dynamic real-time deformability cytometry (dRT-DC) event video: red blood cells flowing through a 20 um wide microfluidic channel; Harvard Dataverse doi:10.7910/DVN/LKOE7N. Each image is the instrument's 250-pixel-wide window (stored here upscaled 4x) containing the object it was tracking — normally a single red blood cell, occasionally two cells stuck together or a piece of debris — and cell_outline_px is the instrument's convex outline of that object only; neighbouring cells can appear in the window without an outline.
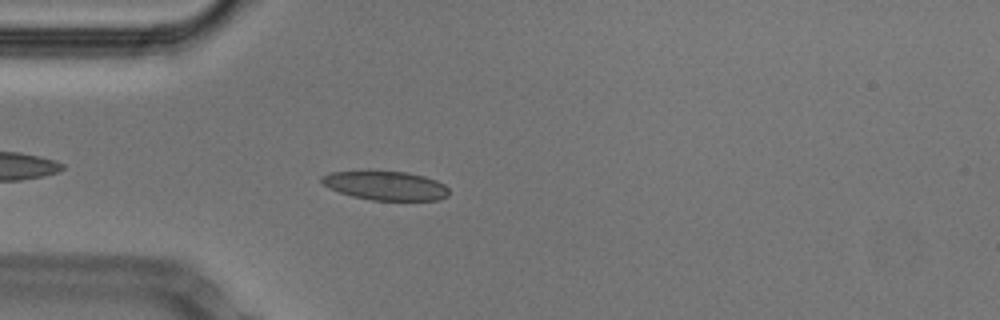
{"species": "Egyptian fruit bat (a non-hibernating species)", "species_latin": "Rousettus aegyptiacus", "temperature_condition": "cold", "stored_images_in_passage": 43, "camera_frame_rate_fps": 3000, "um_per_image_px": 0.085, "animal": {"sex": "male"}, "frame": {"image": 1, "passage_image": 5, "time_ms": 1.333, "image_size_px": [1000, 320], "cell_outline_px": [[448, 196], [440, 200], [372, 200], [352, 196], [340, 192], [324, 184], [320, 180], [320, 176], [328, 172], [408, 172], [424, 176], [436, 180], [444, 184], [448, 188]], "centroid_in_image_um": [32.81, 15.79], "position_along_channel_um": 52.2, "area_um2": 21.21}}
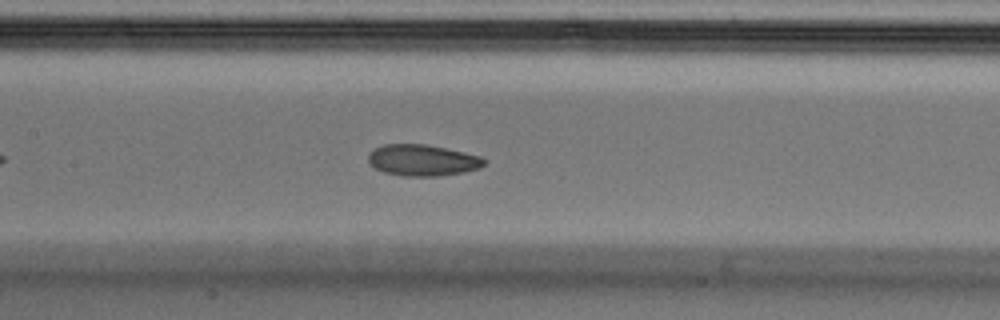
{"frame": {"image": 2, "passage_image": 15, "time_ms": 4.667, "image_size_px": [1000, 320], "cell_outline_px": [[488, 160], [480, 168], [464, 172], [440, 176], [400, 176], [384, 172], [376, 168], [368, 160], [368, 156], [376, 148], [384, 144], [424, 144], [464, 152], [480, 156]], "centroid_in_image_um": [35.95, 13.63], "position_along_channel_um": 171.4, "area_um2": 21.04}}
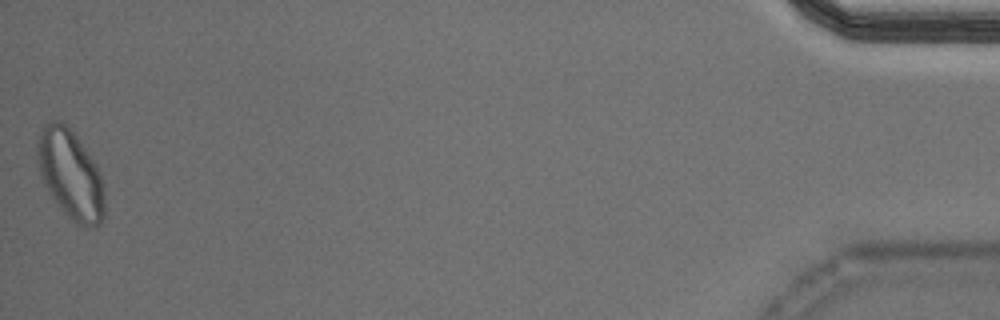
{"frame": {"image": 3, "passage_image": 43, "time_ms": 14.0, "image_size_px": [1000, 320], "cell_outline_px": [[104, 216], [100, 224], [96, 228], [92, 228], [76, 224], [56, 204], [48, 192], [40, 176], [36, 160], [36, 140], [44, 124], [52, 120], [60, 120], [68, 124], [96, 164], [100, 172], [104, 184]], "centroid_in_image_um": [5.97, 14.81], "position_along_channel_um": 429.2, "area_um2": 35.66}, "authors_computed_cell_mechanics": {"area_um2": 21.7906, "velocity_mm_per_s": 3.78, "shape_relaxation_time_tau1_ms": null, "shape_relaxation_time_tau2_ms": 2.938, "deformation_change_tau1": null, "deformation_change_tau2": 0.0782}}